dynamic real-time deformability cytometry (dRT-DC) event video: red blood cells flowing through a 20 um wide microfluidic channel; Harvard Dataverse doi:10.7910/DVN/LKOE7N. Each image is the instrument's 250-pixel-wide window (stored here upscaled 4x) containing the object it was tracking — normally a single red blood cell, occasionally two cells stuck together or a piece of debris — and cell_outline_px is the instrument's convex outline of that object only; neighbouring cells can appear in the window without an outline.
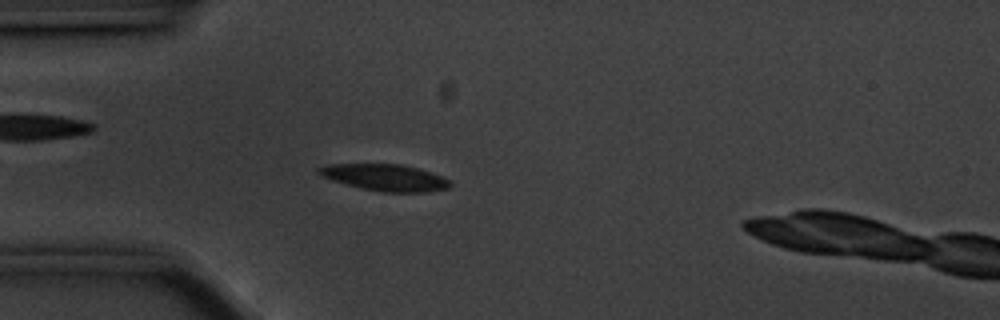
{"species": "common noctule bat (a hibernating species)", "species_latin": "Nyctalus noctula", "temperature_condition": "cold", "stored_images_in_passage": 47, "camera_frame_rate_fps": 3000, "um_per_image_px": 0.085, "animal": {"sex": "male", "body_mass_g": 20.1, "forearm_length_mm": 53.5}, "frame": {"image": 1, "passage_image": 6, "time_ms": 1.667, "image_size_px": [1000, 320], "cell_outline_px": [[452, 184], [448, 188], [428, 192], [380, 192], [360, 188], [332, 180], [320, 176], [316, 172], [316, 168], [328, 164], [400, 164], [416, 168], [452, 180]], "centroid_in_image_um": [32.69, 15.09], "position_along_channel_um": 52.3, "area_um2": 20.4}}
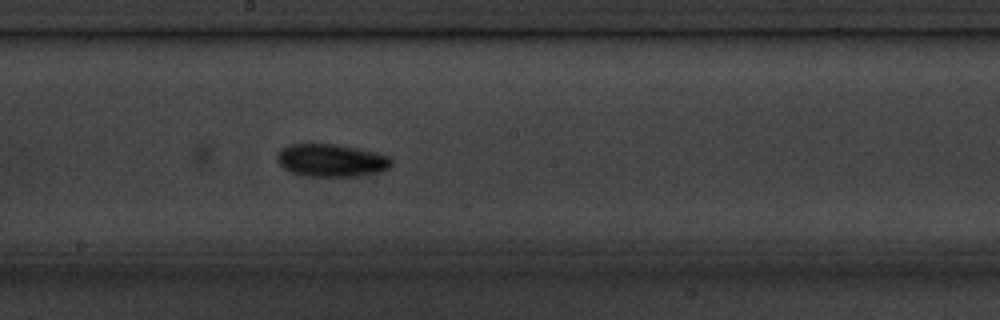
{"frame": {"image": 2, "passage_image": 21, "time_ms": 6.667, "image_size_px": [1000, 320], "cell_outline_px": [[392, 164], [388, 168], [376, 172], [356, 176], [304, 176], [292, 172], [284, 168], [276, 160], [276, 152], [280, 148], [288, 144], [336, 144], [372, 152], [388, 156], [392, 160]], "centroid_in_image_um": [28.08, 13.62], "position_along_channel_um": 220.1, "area_um2": 21.62}}
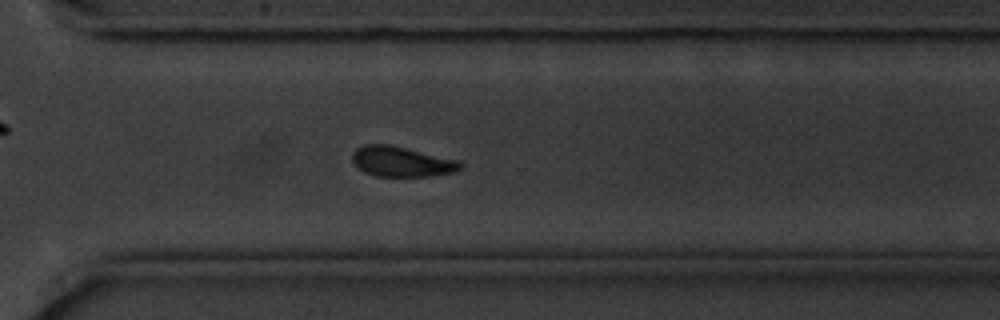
{"frame": {"image": 3, "passage_image": 31, "time_ms": 10.0, "image_size_px": [1000, 320], "cell_outline_px": [[464, 164], [456, 172], [428, 176], [376, 176], [364, 172], [352, 160], [352, 152], [356, 148], [364, 144], [388, 144], [460, 160]], "centroid_in_image_um": [34.15, 13.73], "position_along_channel_um": 336.4, "area_um2": 19.02}}